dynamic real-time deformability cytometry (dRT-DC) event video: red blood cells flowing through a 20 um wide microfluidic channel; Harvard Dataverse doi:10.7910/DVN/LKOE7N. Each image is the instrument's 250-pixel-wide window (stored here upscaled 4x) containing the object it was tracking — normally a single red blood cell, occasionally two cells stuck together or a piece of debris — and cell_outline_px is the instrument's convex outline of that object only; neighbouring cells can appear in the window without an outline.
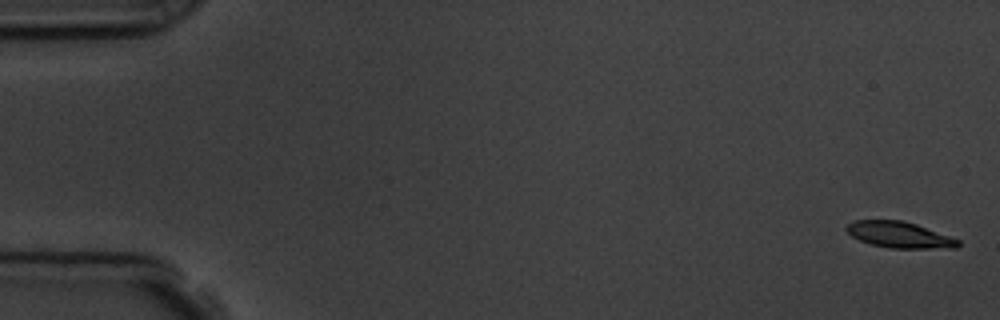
{"species": "common noctule bat (a hibernating species)", "species_latin": "Nyctalus noctula", "temperature_condition": "room temperature", "stored_images_in_passage": 7, "camera_frame_rate_fps": 3000, "um_per_image_px": 0.085, "animal": {"sex": "male", "body_mass_g": 19.5, "forearm_length_mm": 54.6}, "frame": {"image": 1, "passage_image": 1, "time_ms": 0.0, "image_size_px": [1000, 320], "cell_outline_px": [[960, 244], [956, 248], [892, 248], [872, 244], [860, 240], [852, 236], [844, 228], [852, 220], [900, 220], [916, 224], [960, 240]], "centroid_in_image_um": [76.44, 19.95], "position_along_channel_um": 8.6, "area_um2": 16.82}}
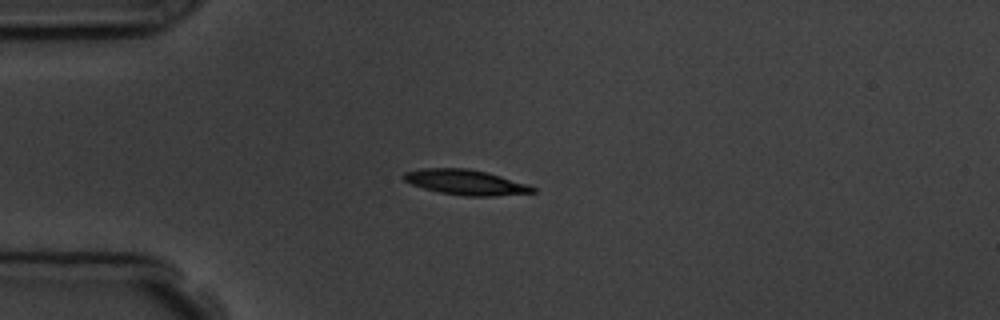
{"frame": {"image": 2, "passage_image": 5, "time_ms": 4.333, "image_size_px": [1000, 320], "cell_outline_px": [[536, 192], [496, 196], [464, 196], [440, 192], [424, 188], [412, 184], [404, 180], [400, 176], [404, 172], [420, 168], [468, 168], [500, 176], [528, 184], [536, 188]], "centroid_in_image_um": [39.56, 15.49], "position_along_channel_um": 45.4, "area_um2": 18.9}}
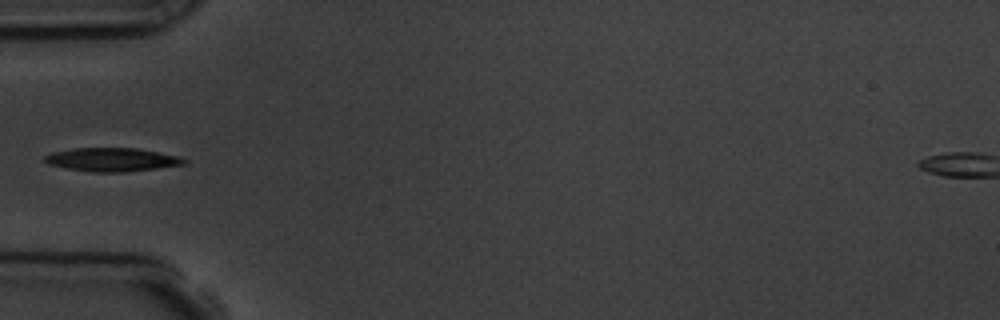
{"frame": {"image": 3, "passage_image": 6, "time_ms": 5.667, "image_size_px": [1000, 320], "cell_outline_px": [[188, 164], [124, 172], [92, 172], [68, 168], [48, 164], [44, 160], [44, 156], [52, 152], [72, 148], [136, 148], [180, 156], [188, 160]], "centroid_in_image_um": [9.55, 13.56], "position_along_channel_um": 75.5, "area_um2": 19.13}}